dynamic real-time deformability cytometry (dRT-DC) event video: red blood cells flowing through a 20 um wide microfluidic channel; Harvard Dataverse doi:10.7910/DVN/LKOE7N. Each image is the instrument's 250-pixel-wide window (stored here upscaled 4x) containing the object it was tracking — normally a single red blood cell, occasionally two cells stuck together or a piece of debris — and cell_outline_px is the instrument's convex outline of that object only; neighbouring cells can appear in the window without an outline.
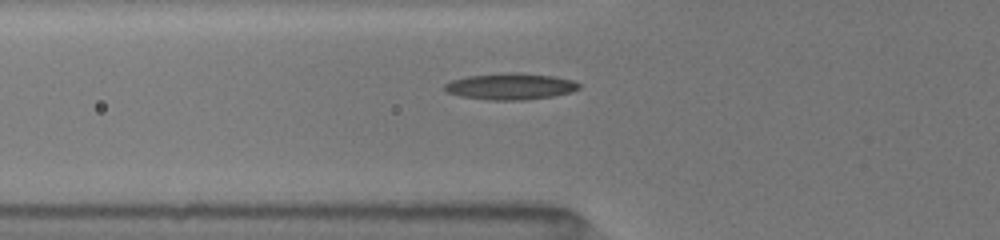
{"species": "common noctule bat (a hibernating species)", "species_latin": "Nyctalus noctula", "temperature_condition": "room temperature", "stored_images_in_passage": 7, "camera_frame_rate_fps": 3000, "um_per_image_px": 0.085, "animal": {"sex": "female", "body_mass_g": 19.5, "forearm_length_mm": 54.1}, "frame": {"image": 1, "passage_image": 6, "time_ms": 2.333, "image_size_px": [1000, 240], "cell_outline_px": [[580, 88], [572, 92], [552, 96], [524, 100], [488, 100], [460, 96], [448, 92], [444, 88], [444, 84], [452, 80], [468, 76], [512, 72], [552, 76], [572, 80], [580, 84]], "centroid_in_image_um": [43.39, 7.35], "position_along_channel_um": 82.4, "area_um2": 20.52}}